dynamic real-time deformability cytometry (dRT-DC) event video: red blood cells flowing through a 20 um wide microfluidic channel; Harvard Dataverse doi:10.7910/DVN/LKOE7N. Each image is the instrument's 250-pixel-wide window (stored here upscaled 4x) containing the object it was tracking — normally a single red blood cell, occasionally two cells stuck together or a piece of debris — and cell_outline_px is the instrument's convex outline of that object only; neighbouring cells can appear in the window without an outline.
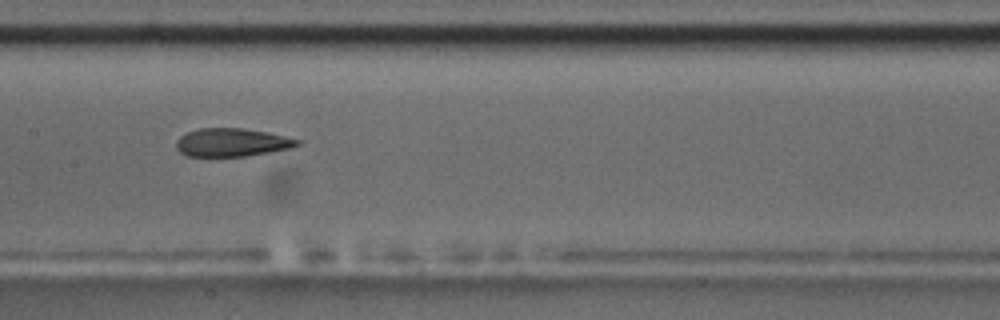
{"species": "common noctule bat (a hibernating species)", "species_latin": "Nyctalus noctula", "temperature_condition": "room temperature", "stored_images_in_passage": 48, "camera_frame_rate_fps": 3000, "um_per_image_px": 0.085, "animal": {"sex": "male", "body_mass_g": 17.5, "forearm_length_mm": 52.3}, "frame": {"image": 1, "passage_image": 27, "time_ms": 8.667, "image_size_px": [1000, 320], "cell_outline_px": [[300, 144], [292, 148], [248, 156], [188, 156], [180, 152], [176, 148], [176, 140], [180, 136], [188, 132], [200, 128], [240, 128], [268, 132], [300, 140]], "centroid_in_image_um": [19.71, 12.11], "position_along_channel_um": 187.7, "area_um2": 19.88}, "authors_computed_cell_mechanics": {"area_um2": 20.6924, "velocity_mm_per_s": 3.6943, "shape_relaxation_time_tau1_ms": null, "shape_relaxation_time_tau2_ms": 3.0628, "deformation_change_tau1": null, "deformation_change_tau2": 0.106}}